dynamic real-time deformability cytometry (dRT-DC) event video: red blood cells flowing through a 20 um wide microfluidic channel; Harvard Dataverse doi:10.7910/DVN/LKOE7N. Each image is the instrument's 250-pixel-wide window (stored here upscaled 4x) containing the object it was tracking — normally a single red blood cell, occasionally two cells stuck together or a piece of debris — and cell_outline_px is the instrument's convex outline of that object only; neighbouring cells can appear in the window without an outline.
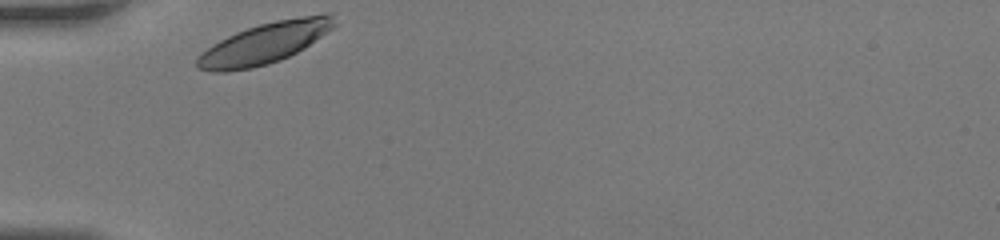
{"species": "human", "species_latin": "Homo sapiens", "temperature_condition": "room temperature", "stored_images_in_passage": 28, "camera_frame_rate_fps": 3000, "um_per_image_px": 0.085, "donor": {"sex": "female"}, "frame": {"image": 1, "passage_image": 1, "time_ms": 0.0, "image_size_px": [1000, 240], "cell_outline_px": [[336, 24], [332, 28], [304, 48], [280, 60], [268, 64], [252, 68], [224, 72], [212, 72], [196, 68], [196, 60], [200, 52], [220, 40], [236, 32], [260, 24], [276, 20], [324, 12], [332, 12]], "centroid_in_image_um": [22.49, 3.66], "position_along_channel_um": 62.5, "area_um2": 32.71}}
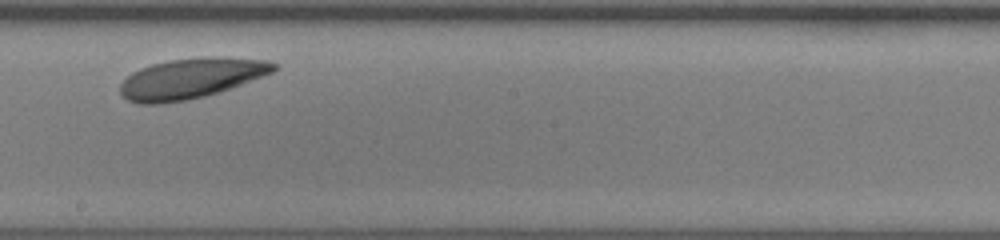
{"frame": {"image": 2, "passage_image": 16, "time_ms": 5.0, "image_size_px": [1000, 240], "cell_outline_px": [[280, 68], [264, 76], [204, 96], [184, 100], [160, 104], [136, 104], [128, 100], [120, 92], [120, 84], [132, 72], [140, 68], [152, 64], [168, 60], [268, 60], [276, 64]], "centroid_in_image_um": [16.13, 6.72], "position_along_channel_um": 232.1, "area_um2": 34.39}}
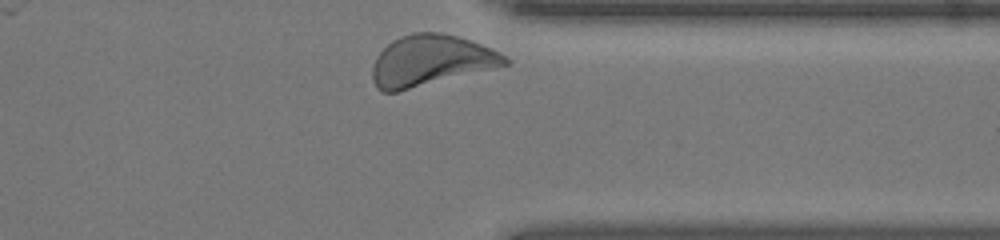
{"frame": {"image": 3, "passage_image": 28, "time_ms": 9.0, "image_size_px": [1000, 240], "cell_outline_px": [[512, 60], [508, 64], [396, 92], [380, 92], [376, 88], [372, 80], [372, 64], [376, 56], [392, 40], [400, 36], [412, 32], [440, 32], [456, 36], [480, 44]], "centroid_in_image_um": [36.52, 5.15], "position_along_channel_um": 374.9, "area_um2": 38.78}, "authors_computed_cell_mechanics": {"area_um2": 34.2754, "velocity_mm_per_s": 3.5465, "shape_relaxation_time_tau1_ms": null, "shape_relaxation_time_tau2_ms": 9.3094, "deformation_change_tau1": null, "deformation_change_tau2": 0.1324}}